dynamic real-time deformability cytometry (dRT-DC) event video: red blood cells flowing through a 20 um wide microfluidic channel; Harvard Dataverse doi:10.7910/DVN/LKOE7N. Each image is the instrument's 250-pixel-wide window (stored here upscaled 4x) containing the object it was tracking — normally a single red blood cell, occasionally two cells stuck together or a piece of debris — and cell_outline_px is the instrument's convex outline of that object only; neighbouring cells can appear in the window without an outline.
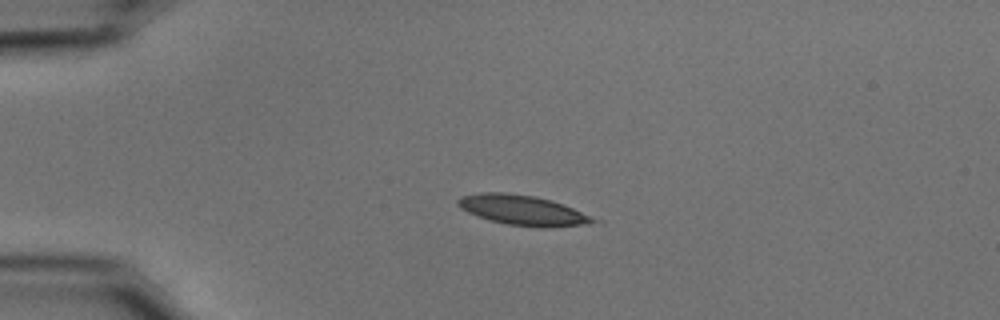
{"species": "common noctule bat (a hibernating species)", "species_latin": "Nyctalus noctula", "temperature_condition": "cold", "stored_images_in_passage": 14, "camera_frame_rate_fps": 3000, "um_per_image_px": 0.085, "animal": {"sex": "male", "body_mass_g": 15.6}, "frame": {"image": 1, "passage_image": 1, "time_ms": 0.0, "image_size_px": [1000, 320], "cell_outline_px": [[604, 220], [588, 224], [544, 228], [540, 228], [508, 224], [492, 220], [468, 212], [460, 208], [456, 204], [456, 200], [460, 196], [480, 192], [504, 192], [536, 196], [552, 200]], "centroid_in_image_um": [44.48, 17.86], "position_along_channel_um": 40.5, "area_um2": 23.87}}
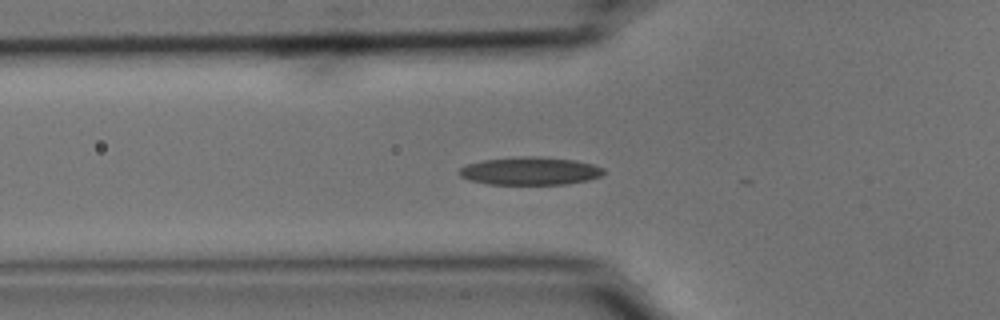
{"frame": {"image": 2, "passage_image": 7, "time_ms": 2.0, "image_size_px": [1000, 320], "cell_outline_px": [[604, 176], [588, 180], [564, 184], [488, 184], [468, 180], [460, 176], [456, 172], [460, 168], [468, 164], [484, 160], [520, 156], [536, 156], [576, 160], [592, 164], [604, 168]], "centroid_in_image_um": [45.06, 14.53], "position_along_channel_um": 80.7, "area_um2": 23.64}}
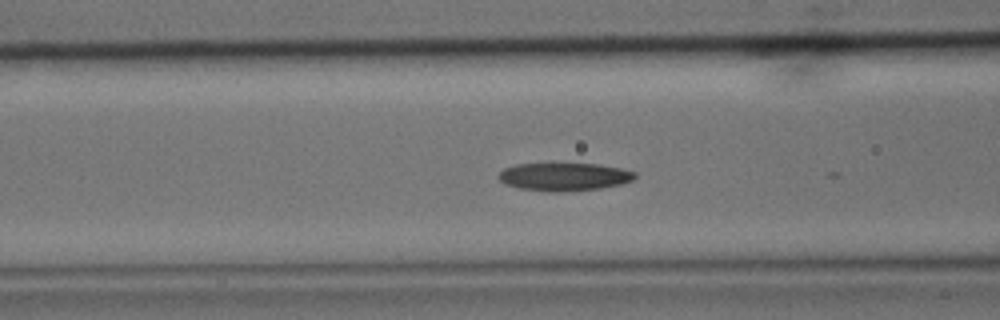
{"frame": {"image": 3, "passage_image": 10, "time_ms": 3.0, "image_size_px": [1000, 320], "cell_outline_px": [[636, 176], [632, 180], [620, 184], [600, 188], [560, 192], [552, 192], [520, 188], [504, 184], [496, 176], [504, 168], [516, 164], [596, 164], [620, 168], [636, 172]], "centroid_in_image_um": [47.92, 15.02], "position_along_channel_um": 118.7, "area_um2": 22.08}}